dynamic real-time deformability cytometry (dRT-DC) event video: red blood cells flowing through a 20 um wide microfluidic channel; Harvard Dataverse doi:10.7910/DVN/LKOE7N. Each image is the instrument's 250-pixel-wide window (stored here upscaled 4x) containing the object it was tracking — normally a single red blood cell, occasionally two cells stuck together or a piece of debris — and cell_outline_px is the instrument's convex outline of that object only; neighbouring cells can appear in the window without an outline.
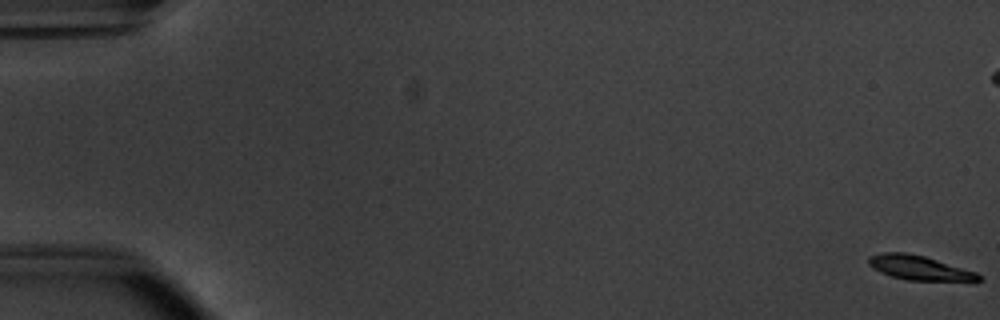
{"species": "common noctule bat (a hibernating species)", "species_latin": "Nyctalus noctula", "temperature_condition": "warm", "stored_images_in_passage": 56, "camera_frame_rate_fps": 3000, "um_per_image_px": 0.085, "animal": {"sex": "male", "body_mass_g": 20.1, "forearm_length_mm": 53.5}, "frame": {"image": 1, "passage_image": 1, "time_ms": 0.0, "image_size_px": [1000, 320], "cell_outline_px": [[984, 280], [976, 284], [908, 280], [892, 276], [880, 272], [872, 268], [868, 264], [868, 256], [880, 252], [904, 252], [924, 256], [976, 272], [984, 276]], "centroid_in_image_um": [78.31, 22.83], "position_along_channel_um": 6.7, "area_um2": 16.59}}
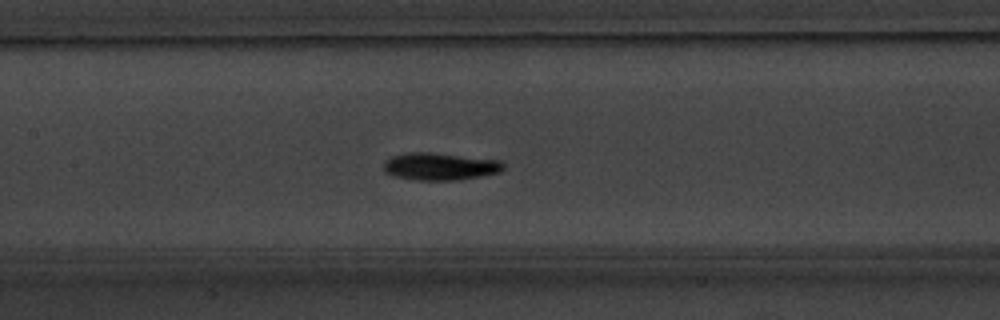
{"frame": {"image": 2, "passage_image": 27, "time_ms": 8.667, "image_size_px": [1000, 320], "cell_outline_px": [[504, 168], [500, 172], [480, 176], [456, 180], [416, 180], [392, 176], [384, 172], [384, 160], [392, 156], [408, 152], [428, 152], [500, 160], [504, 164]], "centroid_in_image_um": [37.36, 14.15], "position_along_channel_um": 170.0, "area_um2": 19.13}}
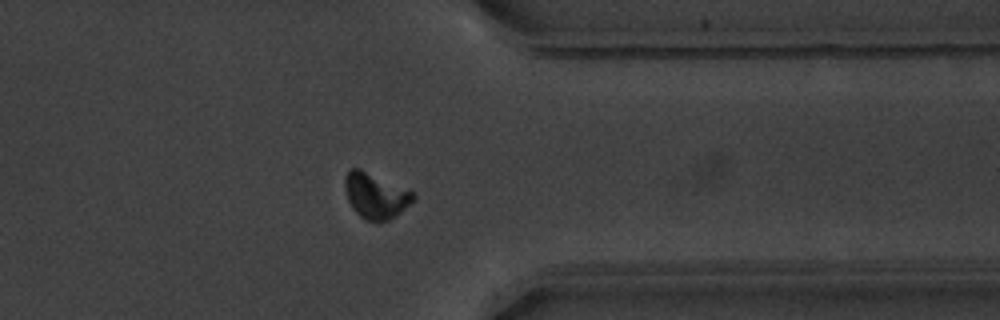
{"frame": {"image": 3, "passage_image": 44, "time_ms": 14.333, "image_size_px": [1000, 320], "cell_outline_px": [[416, 200], [400, 212], [388, 220], [364, 220], [352, 208], [348, 200], [344, 184], [344, 176], [352, 168], [360, 168], [416, 192]], "centroid_in_image_um": [31.95, 16.61], "position_along_channel_um": 379.5, "area_um2": 18.21}, "authors_computed_cell_mechanics": {"area_um2": 17.1088, "velocity_mm_per_s": 3.7976, "shape_relaxation_time_tau1_ms": 1.9076, "shape_relaxation_time_tau2_ms": 6.893, "deformation_change_tau1": 0.1431, "deformation_change_tau2": 0.0816}}